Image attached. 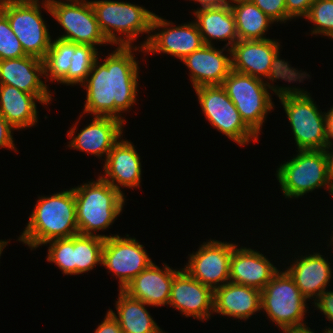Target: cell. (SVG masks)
Segmentation results:
<instances>
[{"mask_svg": "<svg viewBox=\"0 0 333 333\" xmlns=\"http://www.w3.org/2000/svg\"><path fill=\"white\" fill-rule=\"evenodd\" d=\"M305 18L315 23L311 34H323L333 39V0H315Z\"/></svg>", "mask_w": 333, "mask_h": 333, "instance_id": "obj_33", "label": "cell"}, {"mask_svg": "<svg viewBox=\"0 0 333 333\" xmlns=\"http://www.w3.org/2000/svg\"><path fill=\"white\" fill-rule=\"evenodd\" d=\"M236 246L217 240L205 242L195 254L190 255L183 269L214 291L230 281V259Z\"/></svg>", "mask_w": 333, "mask_h": 333, "instance_id": "obj_14", "label": "cell"}, {"mask_svg": "<svg viewBox=\"0 0 333 333\" xmlns=\"http://www.w3.org/2000/svg\"><path fill=\"white\" fill-rule=\"evenodd\" d=\"M8 241H2L0 240V256L3 251V248L7 245Z\"/></svg>", "mask_w": 333, "mask_h": 333, "instance_id": "obj_44", "label": "cell"}, {"mask_svg": "<svg viewBox=\"0 0 333 333\" xmlns=\"http://www.w3.org/2000/svg\"><path fill=\"white\" fill-rule=\"evenodd\" d=\"M324 333H333V328L330 327L324 331Z\"/></svg>", "mask_w": 333, "mask_h": 333, "instance_id": "obj_45", "label": "cell"}, {"mask_svg": "<svg viewBox=\"0 0 333 333\" xmlns=\"http://www.w3.org/2000/svg\"><path fill=\"white\" fill-rule=\"evenodd\" d=\"M212 45H203L199 50L181 60L190 71V78L194 89L200 86L222 85L224 79L232 70L231 49L230 56Z\"/></svg>", "mask_w": 333, "mask_h": 333, "instance_id": "obj_18", "label": "cell"}, {"mask_svg": "<svg viewBox=\"0 0 333 333\" xmlns=\"http://www.w3.org/2000/svg\"><path fill=\"white\" fill-rule=\"evenodd\" d=\"M36 95L25 93L18 88L0 84V114L15 128L30 127L38 122Z\"/></svg>", "mask_w": 333, "mask_h": 333, "instance_id": "obj_25", "label": "cell"}, {"mask_svg": "<svg viewBox=\"0 0 333 333\" xmlns=\"http://www.w3.org/2000/svg\"><path fill=\"white\" fill-rule=\"evenodd\" d=\"M44 77V61L35 56H23L0 61V84L11 85L19 90L36 95L43 104H49L52 95Z\"/></svg>", "mask_w": 333, "mask_h": 333, "instance_id": "obj_17", "label": "cell"}, {"mask_svg": "<svg viewBox=\"0 0 333 333\" xmlns=\"http://www.w3.org/2000/svg\"><path fill=\"white\" fill-rule=\"evenodd\" d=\"M261 310V291L228 282L214 290L213 312L237 319H249Z\"/></svg>", "mask_w": 333, "mask_h": 333, "instance_id": "obj_23", "label": "cell"}, {"mask_svg": "<svg viewBox=\"0 0 333 333\" xmlns=\"http://www.w3.org/2000/svg\"><path fill=\"white\" fill-rule=\"evenodd\" d=\"M106 235H83L73 236V265H75V275L88 272L95 265L101 264L102 248Z\"/></svg>", "mask_w": 333, "mask_h": 333, "instance_id": "obj_29", "label": "cell"}, {"mask_svg": "<svg viewBox=\"0 0 333 333\" xmlns=\"http://www.w3.org/2000/svg\"><path fill=\"white\" fill-rule=\"evenodd\" d=\"M38 1L0 0V11L7 17L24 52L43 60L50 48L51 36Z\"/></svg>", "mask_w": 333, "mask_h": 333, "instance_id": "obj_9", "label": "cell"}, {"mask_svg": "<svg viewBox=\"0 0 333 333\" xmlns=\"http://www.w3.org/2000/svg\"><path fill=\"white\" fill-rule=\"evenodd\" d=\"M94 333H123L121 327L113 315L108 311L103 322Z\"/></svg>", "mask_w": 333, "mask_h": 333, "instance_id": "obj_39", "label": "cell"}, {"mask_svg": "<svg viewBox=\"0 0 333 333\" xmlns=\"http://www.w3.org/2000/svg\"><path fill=\"white\" fill-rule=\"evenodd\" d=\"M27 56L12 31L7 17L0 11V61Z\"/></svg>", "mask_w": 333, "mask_h": 333, "instance_id": "obj_34", "label": "cell"}, {"mask_svg": "<svg viewBox=\"0 0 333 333\" xmlns=\"http://www.w3.org/2000/svg\"><path fill=\"white\" fill-rule=\"evenodd\" d=\"M287 114L298 150H323L328 144L326 114L309 93L286 87L276 94Z\"/></svg>", "mask_w": 333, "mask_h": 333, "instance_id": "obj_5", "label": "cell"}, {"mask_svg": "<svg viewBox=\"0 0 333 333\" xmlns=\"http://www.w3.org/2000/svg\"><path fill=\"white\" fill-rule=\"evenodd\" d=\"M297 156L281 164L277 180L287 198H298L316 188L327 187L333 196L327 159L323 150H298Z\"/></svg>", "mask_w": 333, "mask_h": 333, "instance_id": "obj_8", "label": "cell"}, {"mask_svg": "<svg viewBox=\"0 0 333 333\" xmlns=\"http://www.w3.org/2000/svg\"><path fill=\"white\" fill-rule=\"evenodd\" d=\"M231 2L237 4H230V7L235 18L238 39H267L263 35L268 30L269 24H273L274 21L251 0H232Z\"/></svg>", "mask_w": 333, "mask_h": 333, "instance_id": "obj_28", "label": "cell"}, {"mask_svg": "<svg viewBox=\"0 0 333 333\" xmlns=\"http://www.w3.org/2000/svg\"><path fill=\"white\" fill-rule=\"evenodd\" d=\"M306 300L289 273L278 271L261 291V310L281 330L305 326Z\"/></svg>", "mask_w": 333, "mask_h": 333, "instance_id": "obj_10", "label": "cell"}, {"mask_svg": "<svg viewBox=\"0 0 333 333\" xmlns=\"http://www.w3.org/2000/svg\"><path fill=\"white\" fill-rule=\"evenodd\" d=\"M279 48L280 44L272 39L238 40L230 48L232 70L258 79L262 76L272 81L281 78L289 83L307 78L308 74L293 69L279 58Z\"/></svg>", "mask_w": 333, "mask_h": 333, "instance_id": "obj_3", "label": "cell"}, {"mask_svg": "<svg viewBox=\"0 0 333 333\" xmlns=\"http://www.w3.org/2000/svg\"><path fill=\"white\" fill-rule=\"evenodd\" d=\"M72 52H75V43L57 38L51 41L50 48L44 61L45 77L50 78V81H61L68 73ZM49 73V74H48Z\"/></svg>", "mask_w": 333, "mask_h": 333, "instance_id": "obj_30", "label": "cell"}, {"mask_svg": "<svg viewBox=\"0 0 333 333\" xmlns=\"http://www.w3.org/2000/svg\"><path fill=\"white\" fill-rule=\"evenodd\" d=\"M171 24L155 14L151 23V32L153 33L154 30L161 27L164 28L159 33L148 36L139 47L142 48L141 51L163 52L183 60L204 45L195 21L181 26L168 27Z\"/></svg>", "mask_w": 333, "mask_h": 333, "instance_id": "obj_15", "label": "cell"}, {"mask_svg": "<svg viewBox=\"0 0 333 333\" xmlns=\"http://www.w3.org/2000/svg\"><path fill=\"white\" fill-rule=\"evenodd\" d=\"M326 127H327V137L328 143H330V139H333V107L326 113Z\"/></svg>", "mask_w": 333, "mask_h": 333, "instance_id": "obj_42", "label": "cell"}, {"mask_svg": "<svg viewBox=\"0 0 333 333\" xmlns=\"http://www.w3.org/2000/svg\"><path fill=\"white\" fill-rule=\"evenodd\" d=\"M13 129L15 130V128L0 114V147H7L14 151L16 150L11 133Z\"/></svg>", "mask_w": 333, "mask_h": 333, "instance_id": "obj_38", "label": "cell"}, {"mask_svg": "<svg viewBox=\"0 0 333 333\" xmlns=\"http://www.w3.org/2000/svg\"><path fill=\"white\" fill-rule=\"evenodd\" d=\"M231 101L239 111L245 124L259 136L266 114L273 109L271 95L267 87L274 93L286 87L271 86L264 83L262 79L252 77L248 74L231 70L221 85Z\"/></svg>", "mask_w": 333, "mask_h": 333, "instance_id": "obj_7", "label": "cell"}, {"mask_svg": "<svg viewBox=\"0 0 333 333\" xmlns=\"http://www.w3.org/2000/svg\"><path fill=\"white\" fill-rule=\"evenodd\" d=\"M132 47H117L102 64L98 58L94 61L85 84H82L87 90L83 113L114 117L125 122L120 113L136 103L138 92L139 67Z\"/></svg>", "mask_w": 333, "mask_h": 333, "instance_id": "obj_1", "label": "cell"}, {"mask_svg": "<svg viewBox=\"0 0 333 333\" xmlns=\"http://www.w3.org/2000/svg\"><path fill=\"white\" fill-rule=\"evenodd\" d=\"M110 236L104 241L101 265L119 278V288L126 285L153 262L135 238Z\"/></svg>", "mask_w": 333, "mask_h": 333, "instance_id": "obj_13", "label": "cell"}, {"mask_svg": "<svg viewBox=\"0 0 333 333\" xmlns=\"http://www.w3.org/2000/svg\"><path fill=\"white\" fill-rule=\"evenodd\" d=\"M317 299L314 300L315 307L323 312L329 321L333 322V291L325 290Z\"/></svg>", "mask_w": 333, "mask_h": 333, "instance_id": "obj_37", "label": "cell"}, {"mask_svg": "<svg viewBox=\"0 0 333 333\" xmlns=\"http://www.w3.org/2000/svg\"><path fill=\"white\" fill-rule=\"evenodd\" d=\"M134 148L131 142L120 140L105 158L104 172L106 177L102 176L101 178L121 193L120 186L140 187L141 162Z\"/></svg>", "mask_w": 333, "mask_h": 333, "instance_id": "obj_21", "label": "cell"}, {"mask_svg": "<svg viewBox=\"0 0 333 333\" xmlns=\"http://www.w3.org/2000/svg\"><path fill=\"white\" fill-rule=\"evenodd\" d=\"M283 332H285V333H314L306 325L300 326V327H294V328H287V329H284Z\"/></svg>", "mask_w": 333, "mask_h": 333, "instance_id": "obj_43", "label": "cell"}, {"mask_svg": "<svg viewBox=\"0 0 333 333\" xmlns=\"http://www.w3.org/2000/svg\"><path fill=\"white\" fill-rule=\"evenodd\" d=\"M50 244L48 248V262H53L63 274H75L73 265V236L70 238L53 239L45 244Z\"/></svg>", "mask_w": 333, "mask_h": 333, "instance_id": "obj_32", "label": "cell"}, {"mask_svg": "<svg viewBox=\"0 0 333 333\" xmlns=\"http://www.w3.org/2000/svg\"><path fill=\"white\" fill-rule=\"evenodd\" d=\"M195 91L203 113L218 131L241 146L249 143L250 139L258 141V136L242 120L221 85L200 86Z\"/></svg>", "mask_w": 333, "mask_h": 333, "instance_id": "obj_11", "label": "cell"}, {"mask_svg": "<svg viewBox=\"0 0 333 333\" xmlns=\"http://www.w3.org/2000/svg\"><path fill=\"white\" fill-rule=\"evenodd\" d=\"M163 269L152 263L148 268L133 278L123 291L149 306L159 307L169 304L174 276L180 270L171 269L165 264Z\"/></svg>", "mask_w": 333, "mask_h": 333, "instance_id": "obj_19", "label": "cell"}, {"mask_svg": "<svg viewBox=\"0 0 333 333\" xmlns=\"http://www.w3.org/2000/svg\"><path fill=\"white\" fill-rule=\"evenodd\" d=\"M332 142L328 143L325 148L323 149L325 155H326V159H327V167H328V174L330 177V180L333 184V151H329L328 149L332 150Z\"/></svg>", "mask_w": 333, "mask_h": 333, "instance_id": "obj_41", "label": "cell"}, {"mask_svg": "<svg viewBox=\"0 0 333 333\" xmlns=\"http://www.w3.org/2000/svg\"><path fill=\"white\" fill-rule=\"evenodd\" d=\"M123 121L114 117L94 116L92 122L72 137L69 147L91 153L94 156H108L112 147L122 135Z\"/></svg>", "mask_w": 333, "mask_h": 333, "instance_id": "obj_22", "label": "cell"}, {"mask_svg": "<svg viewBox=\"0 0 333 333\" xmlns=\"http://www.w3.org/2000/svg\"><path fill=\"white\" fill-rule=\"evenodd\" d=\"M42 5L65 30L66 34L59 39L94 47L109 43L100 30L91 2L45 0Z\"/></svg>", "mask_w": 333, "mask_h": 333, "instance_id": "obj_12", "label": "cell"}, {"mask_svg": "<svg viewBox=\"0 0 333 333\" xmlns=\"http://www.w3.org/2000/svg\"><path fill=\"white\" fill-rule=\"evenodd\" d=\"M315 0H286L287 20L305 17Z\"/></svg>", "mask_w": 333, "mask_h": 333, "instance_id": "obj_36", "label": "cell"}, {"mask_svg": "<svg viewBox=\"0 0 333 333\" xmlns=\"http://www.w3.org/2000/svg\"><path fill=\"white\" fill-rule=\"evenodd\" d=\"M274 22L287 20L286 0H251Z\"/></svg>", "mask_w": 333, "mask_h": 333, "instance_id": "obj_35", "label": "cell"}, {"mask_svg": "<svg viewBox=\"0 0 333 333\" xmlns=\"http://www.w3.org/2000/svg\"><path fill=\"white\" fill-rule=\"evenodd\" d=\"M67 1H69V2H71V1L80 2V0H66V2H67ZM82 1H86V0H81V2H82Z\"/></svg>", "mask_w": 333, "mask_h": 333, "instance_id": "obj_46", "label": "cell"}, {"mask_svg": "<svg viewBox=\"0 0 333 333\" xmlns=\"http://www.w3.org/2000/svg\"><path fill=\"white\" fill-rule=\"evenodd\" d=\"M196 25L204 45H213L212 39L228 40L225 45L230 48L239 40L234 14L230 5L217 8L197 9L194 12Z\"/></svg>", "mask_w": 333, "mask_h": 333, "instance_id": "obj_26", "label": "cell"}, {"mask_svg": "<svg viewBox=\"0 0 333 333\" xmlns=\"http://www.w3.org/2000/svg\"><path fill=\"white\" fill-rule=\"evenodd\" d=\"M196 2H199L201 4V7L199 9H205V8H217V7H223L226 5H230V1L232 0H193Z\"/></svg>", "mask_w": 333, "mask_h": 333, "instance_id": "obj_40", "label": "cell"}, {"mask_svg": "<svg viewBox=\"0 0 333 333\" xmlns=\"http://www.w3.org/2000/svg\"><path fill=\"white\" fill-rule=\"evenodd\" d=\"M286 271L306 299L318 298L332 277L330 263L320 253L297 259Z\"/></svg>", "mask_w": 333, "mask_h": 333, "instance_id": "obj_24", "label": "cell"}, {"mask_svg": "<svg viewBox=\"0 0 333 333\" xmlns=\"http://www.w3.org/2000/svg\"><path fill=\"white\" fill-rule=\"evenodd\" d=\"M279 270L261 253L250 248L233 249L230 259V282L260 291Z\"/></svg>", "mask_w": 333, "mask_h": 333, "instance_id": "obj_20", "label": "cell"}, {"mask_svg": "<svg viewBox=\"0 0 333 333\" xmlns=\"http://www.w3.org/2000/svg\"><path fill=\"white\" fill-rule=\"evenodd\" d=\"M213 298L214 291L194 279L184 269L174 276L169 305L186 317L192 316L201 321L209 319L213 312Z\"/></svg>", "mask_w": 333, "mask_h": 333, "instance_id": "obj_16", "label": "cell"}, {"mask_svg": "<svg viewBox=\"0 0 333 333\" xmlns=\"http://www.w3.org/2000/svg\"><path fill=\"white\" fill-rule=\"evenodd\" d=\"M78 233L75 196L70 189L49 197L41 196L18 240L36 249L50 240L70 238Z\"/></svg>", "mask_w": 333, "mask_h": 333, "instance_id": "obj_2", "label": "cell"}, {"mask_svg": "<svg viewBox=\"0 0 333 333\" xmlns=\"http://www.w3.org/2000/svg\"><path fill=\"white\" fill-rule=\"evenodd\" d=\"M96 15L100 30L109 44L132 46L139 34L151 33V23L155 13L125 2L101 0L90 1ZM121 33L125 38L116 37Z\"/></svg>", "mask_w": 333, "mask_h": 333, "instance_id": "obj_6", "label": "cell"}, {"mask_svg": "<svg viewBox=\"0 0 333 333\" xmlns=\"http://www.w3.org/2000/svg\"><path fill=\"white\" fill-rule=\"evenodd\" d=\"M98 58V51L92 45L75 43L72 52L71 65L67 75L60 81L67 85L84 84L92 70L94 61Z\"/></svg>", "mask_w": 333, "mask_h": 333, "instance_id": "obj_31", "label": "cell"}, {"mask_svg": "<svg viewBox=\"0 0 333 333\" xmlns=\"http://www.w3.org/2000/svg\"><path fill=\"white\" fill-rule=\"evenodd\" d=\"M79 234L93 236L112 225L124 205V195L100 176L89 184L72 188Z\"/></svg>", "mask_w": 333, "mask_h": 333, "instance_id": "obj_4", "label": "cell"}, {"mask_svg": "<svg viewBox=\"0 0 333 333\" xmlns=\"http://www.w3.org/2000/svg\"><path fill=\"white\" fill-rule=\"evenodd\" d=\"M118 316L113 310H108L119 323L123 333H163L160 327L150 316L145 304L119 289L116 301Z\"/></svg>", "mask_w": 333, "mask_h": 333, "instance_id": "obj_27", "label": "cell"}]
</instances>
